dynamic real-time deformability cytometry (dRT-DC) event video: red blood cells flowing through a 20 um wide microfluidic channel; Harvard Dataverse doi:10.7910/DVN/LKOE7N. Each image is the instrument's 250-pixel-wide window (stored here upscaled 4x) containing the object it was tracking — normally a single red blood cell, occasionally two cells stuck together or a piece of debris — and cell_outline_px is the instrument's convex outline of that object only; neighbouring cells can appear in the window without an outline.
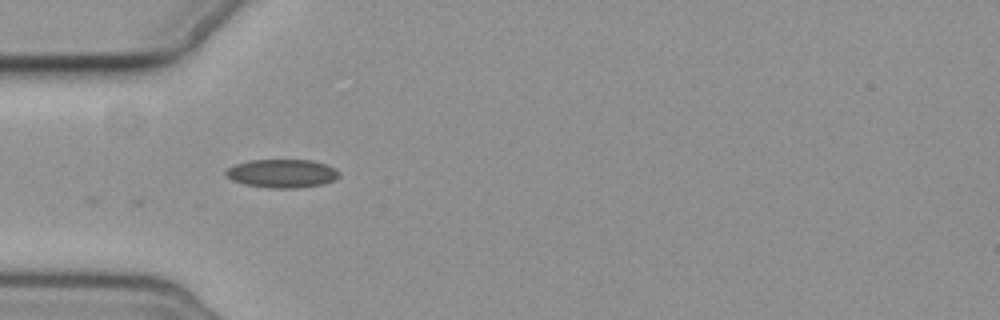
{"species": "common noctule bat (a hibernating species)", "species_latin": "Nyctalus noctula", "temperature_condition": "cold", "stored_images_in_passage": 4, "camera_frame_rate_fps": 3000, "um_per_image_px": 0.085, "animal": {"sex": "female", "body_mass_g": 19.3, "forearm_length_mm": 54.1}, "frame": {"image": 1, "passage_image": 4, "time_ms": 3.667, "image_size_px": [1000, 320], "cell_outline_px": [[340, 176], [336, 180], [320, 184], [296, 188], [268, 188], [244, 184], [232, 180], [224, 176], [224, 172], [228, 168], [236, 164], [252, 160], [312, 160], [328, 164], [336, 168], [340, 172]], "centroid_in_image_um": [24.0, 14.74], "position_along_channel_um": 61.0, "area_um2": 18.96}}